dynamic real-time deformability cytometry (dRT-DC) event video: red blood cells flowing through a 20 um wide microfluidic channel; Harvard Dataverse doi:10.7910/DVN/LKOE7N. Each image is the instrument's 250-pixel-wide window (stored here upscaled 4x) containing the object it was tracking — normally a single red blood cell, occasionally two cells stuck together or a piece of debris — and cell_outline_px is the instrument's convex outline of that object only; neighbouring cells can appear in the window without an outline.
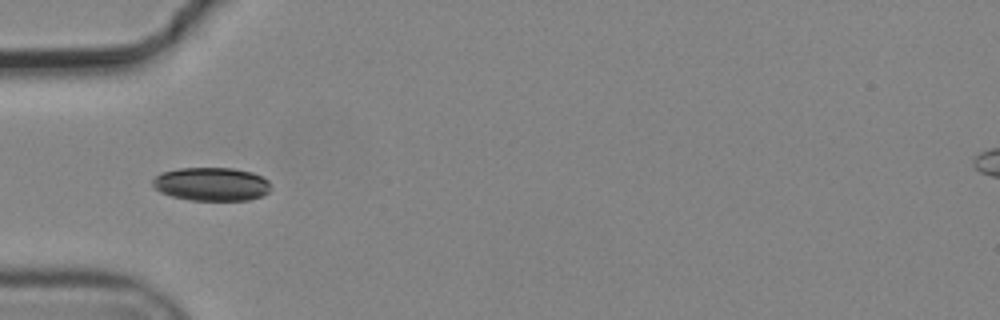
{"species": "common noctule bat (a hibernating species)", "species_latin": "Nyctalus noctula", "temperature_condition": "cold", "stored_images_in_passage": 9, "camera_frame_rate_fps": 3000, "um_per_image_px": 0.085, "animal": {"sex": "male", "body_mass_g": 19.2, "forearm_length_mm": 51.8}, "frame": {"image": 1, "passage_image": 4, "time_ms": 1.0, "image_size_px": [1000, 320], "cell_outline_px": [[272, 188], [268, 192], [260, 196], [248, 200], [192, 200], [172, 196], [160, 192], [152, 184], [152, 180], [160, 172], [180, 168], [232, 168], [252, 172], [268, 180]], "centroid_in_image_um": [17.97, 15.64], "position_along_channel_um": 67.0, "area_um2": 23.0}}
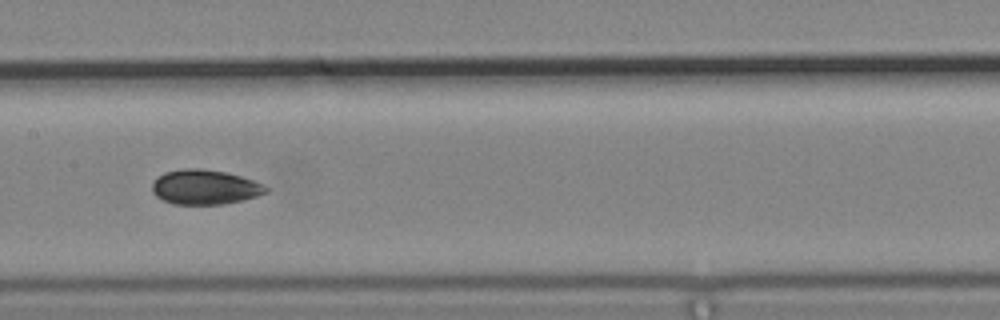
{"frame": {"image": 2, "passage_image": 7, "time_ms": 2.0, "image_size_px": [1000, 320], "cell_outline_px": [[268, 192], [256, 196], [224, 204], [172, 204], [156, 196], [152, 192], [152, 184], [164, 172], [184, 168], [200, 168], [224, 172], [240, 176], [252, 180], [268, 188]], "centroid_in_image_um": [17.38, 15.9], "position_along_channel_um": 190.0, "area_um2": 22.72}}
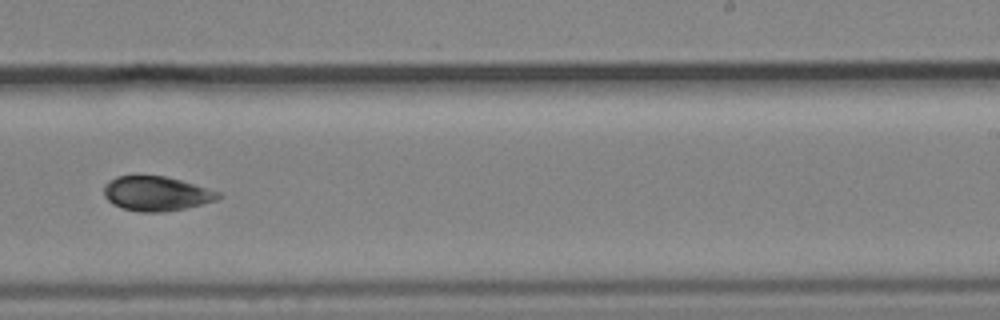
{"frame": {"image": 3, "passage_image": 9, "time_ms": 2.667, "image_size_px": [1000, 320], "cell_outline_px": [[224, 196], [216, 200], [184, 208], [164, 212], [140, 212], [120, 208], [112, 204], [104, 196], [104, 184], [108, 180], [116, 176], [168, 176], [220, 192]], "centroid_in_image_um": [13.26, 16.45], "position_along_channel_um": 275.7, "area_um2": 23.12}}